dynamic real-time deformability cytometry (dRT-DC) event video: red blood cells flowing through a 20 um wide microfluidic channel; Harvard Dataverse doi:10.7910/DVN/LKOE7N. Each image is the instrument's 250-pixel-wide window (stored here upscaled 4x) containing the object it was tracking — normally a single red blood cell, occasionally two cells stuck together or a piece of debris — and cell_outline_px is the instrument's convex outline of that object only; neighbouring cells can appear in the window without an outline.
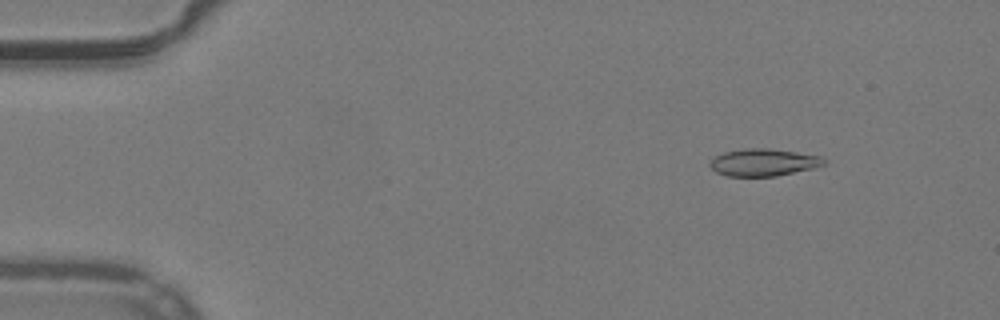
{"species": "common noctule bat (a hibernating species)", "species_latin": "Nyctalus noctula", "temperature_condition": "warm", "stored_images_in_passage": 53, "camera_frame_rate_fps": 3000, "um_per_image_px": 0.085, "animal": {"sex": "male", "body_mass_g": 19.2, "forearm_length_mm": 51.8}, "frame": {"image": 1, "passage_image": 7, "time_ms": 2.0, "image_size_px": [1000, 320], "cell_outline_px": [[824, 164], [816, 168], [776, 176], [728, 176], [716, 172], [708, 164], [716, 156], [724, 152], [744, 148], [768, 148], [796, 152], [820, 156], [824, 160]], "centroid_in_image_um": [64.89, 13.8], "position_along_channel_um": 20.1, "area_um2": 18.03}}
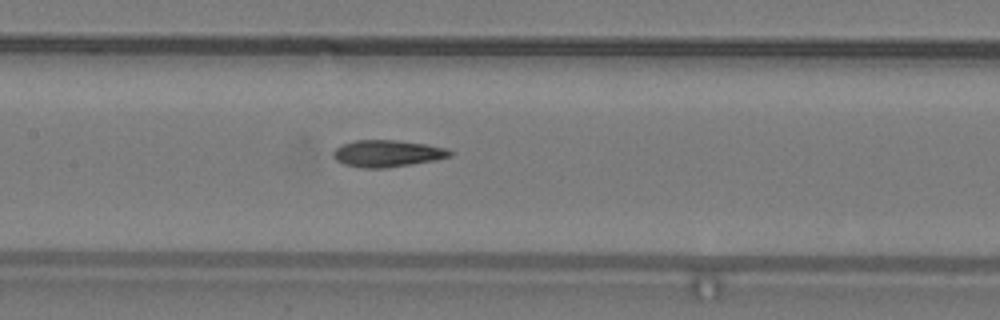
{"frame": {"image": 2, "passage_image": 26, "time_ms": 8.333, "image_size_px": [1000, 320], "cell_outline_px": [[452, 156], [436, 160], [412, 164], [384, 168], [364, 168], [344, 164], [336, 160], [332, 156], [332, 152], [340, 144], [356, 140], [396, 140], [424, 144], [448, 148], [452, 152]], "centroid_in_image_um": [32.91, 13.04], "position_along_channel_um": 174.5, "area_um2": 18.32}}
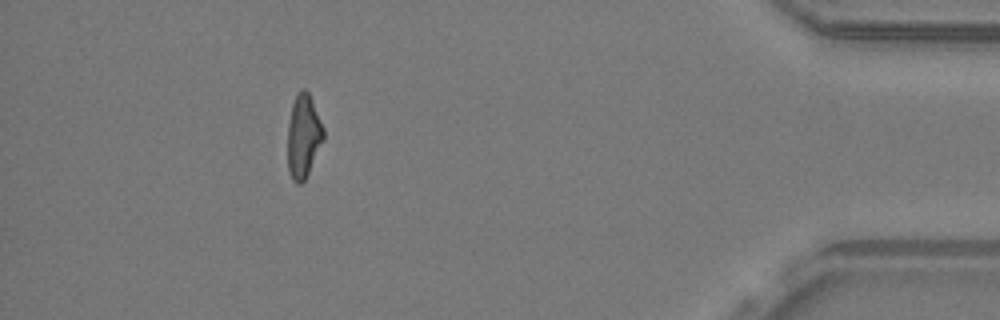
{"frame": {"image": 3, "passage_image": 48, "time_ms": 15.667, "image_size_px": [1000, 320], "cell_outline_px": [[324, 140], [304, 180], [300, 184], [296, 184], [292, 180], [288, 168], [288, 124], [292, 104], [296, 92], [300, 88], [304, 88], [308, 92], [312, 100], [324, 128]], "centroid_in_image_um": [25.79, 11.54], "position_along_channel_um": 409.4, "area_um2": 17.46}, "authors_computed_cell_mechanics": {"area_um2": 17.918, "velocity_mm_per_s": 3.9666, "shape_relaxation_time_tau1_ms": null, "shape_relaxation_time_tau2_ms": 3.0078, "deformation_change_tau1": null, "deformation_change_tau2": 0.1217}}